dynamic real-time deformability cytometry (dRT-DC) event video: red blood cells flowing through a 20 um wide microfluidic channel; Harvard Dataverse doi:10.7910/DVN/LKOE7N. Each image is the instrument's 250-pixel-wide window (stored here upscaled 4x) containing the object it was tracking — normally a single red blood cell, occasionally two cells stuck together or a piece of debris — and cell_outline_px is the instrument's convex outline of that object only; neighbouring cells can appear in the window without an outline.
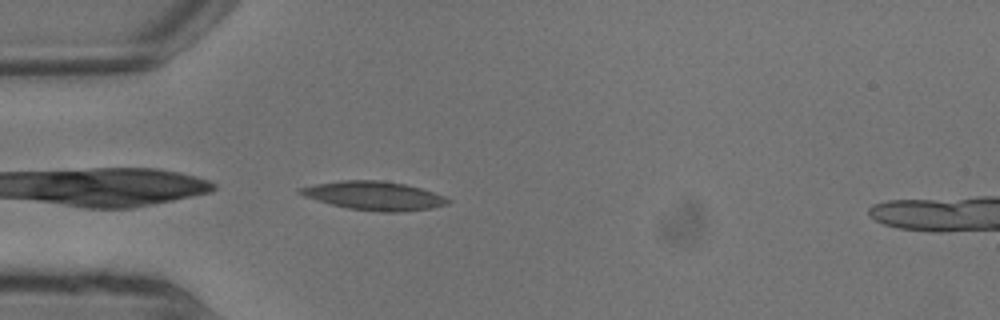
{"species": "common noctule bat (a hibernating species)", "species_latin": "Nyctalus noctula", "temperature_condition": "warm", "stored_images_in_passage": 5, "camera_frame_rate_fps": 3000, "um_per_image_px": 0.085, "animal": {"sex": "male", "body_mass_g": 13.3}, "frame": {"image": 1, "passage_image": 5, "time_ms": 1.333, "image_size_px": [1000, 320], "cell_outline_px": [[452, 200], [448, 204], [432, 208], [400, 212], [384, 212], [348, 208], [316, 200], [304, 196], [296, 192], [296, 188], [316, 184], [340, 180], [380, 180], [404, 184], [420, 188], [444, 196]], "centroid_in_image_um": [31.78, 16.63], "position_along_channel_um": 53.2, "area_um2": 24.62}}